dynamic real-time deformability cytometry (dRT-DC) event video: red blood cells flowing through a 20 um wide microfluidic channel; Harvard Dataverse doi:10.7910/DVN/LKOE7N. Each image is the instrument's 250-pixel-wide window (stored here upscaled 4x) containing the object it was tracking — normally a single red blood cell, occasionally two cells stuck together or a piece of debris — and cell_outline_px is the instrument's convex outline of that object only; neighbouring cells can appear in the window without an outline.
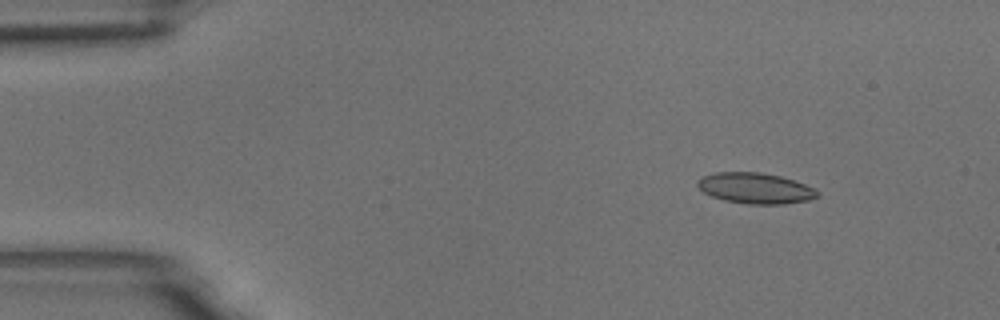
{"species": "common noctule bat (a hibernating species)", "species_latin": "Nyctalus noctula", "temperature_condition": "room temperature", "stored_images_in_passage": 7, "camera_frame_rate_fps": 3000, "um_per_image_px": 0.085, "animal": {"sex": "male", "body_mass_g": 18.8}, "frame": {"image": 1, "passage_image": 2, "time_ms": 0.333, "image_size_px": [1000, 320], "cell_outline_px": [[820, 196], [808, 200], [784, 204], [748, 204], [724, 200], [712, 196], [704, 192], [696, 184], [696, 180], [704, 176], [716, 172], [760, 172], [780, 176], [816, 188], [820, 192]], "centroid_in_image_um": [64.23, 16.0], "position_along_channel_um": 20.8, "area_um2": 21.5}}
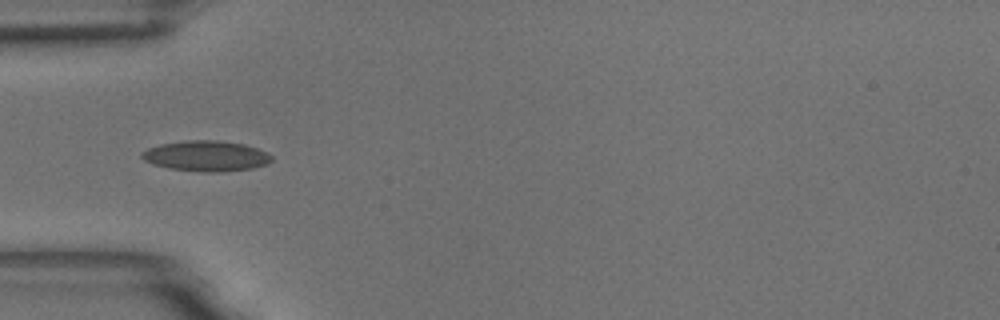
{"frame": {"image": 2, "passage_image": 5, "time_ms": 1.333, "image_size_px": [1000, 320], "cell_outline_px": [[272, 160], [268, 164], [252, 168], [216, 172], [204, 172], [168, 168], [152, 164], [144, 160], [140, 156], [140, 152], [148, 148], [160, 144], [188, 140], [216, 140], [244, 144], [256, 148], [272, 156]], "centroid_in_image_um": [17.48, 13.26], "position_along_channel_um": 67.5, "area_um2": 23.0}}